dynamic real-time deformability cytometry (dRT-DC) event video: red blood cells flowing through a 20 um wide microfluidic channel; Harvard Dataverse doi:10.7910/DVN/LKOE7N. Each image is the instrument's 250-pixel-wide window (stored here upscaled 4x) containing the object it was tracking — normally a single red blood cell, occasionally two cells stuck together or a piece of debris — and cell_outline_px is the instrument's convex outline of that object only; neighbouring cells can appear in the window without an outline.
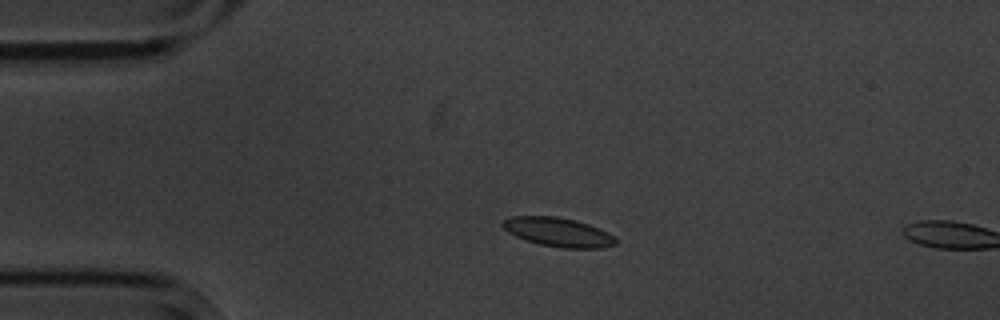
{"species": "common noctule bat (a hibernating species)", "species_latin": "Nyctalus noctula", "temperature_condition": "cold", "stored_images_in_passage": 4, "camera_frame_rate_fps": 3000, "um_per_image_px": 0.085, "animal": {"sex": "male", "body_mass_g": 20.1, "forearm_length_mm": 53.5}, "frame": {"image": 1, "passage_image": 3, "time_ms": 2.333, "image_size_px": [1000, 320], "cell_outline_px": [[616, 244], [600, 248], [560, 248], [540, 244], [516, 236], [508, 232], [500, 224], [504, 220], [512, 216], [556, 216], [576, 220], [588, 224], [616, 236]], "centroid_in_image_um": [47.45, 19.73], "position_along_channel_um": 37.5, "area_um2": 19.02}}